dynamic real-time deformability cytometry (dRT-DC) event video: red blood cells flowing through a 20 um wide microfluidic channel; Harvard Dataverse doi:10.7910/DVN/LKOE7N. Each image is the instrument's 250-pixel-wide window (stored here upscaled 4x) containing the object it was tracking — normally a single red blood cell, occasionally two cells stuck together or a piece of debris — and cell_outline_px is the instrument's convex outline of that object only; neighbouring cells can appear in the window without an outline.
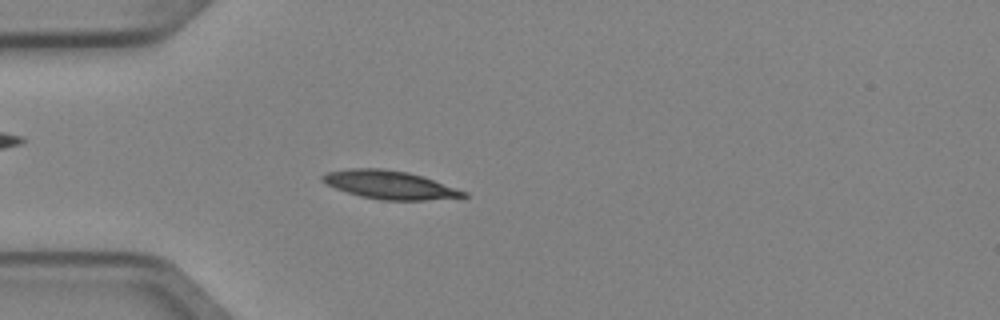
{"species": "Egyptian fruit bat (a non-hibernating species)", "species_latin": "Rousettus aegyptiacus", "temperature_condition": "cold", "stored_images_in_passage": 3, "camera_frame_rate_fps": 3000, "um_per_image_px": 0.085, "animal": {"sex": "female"}, "frame": {"image": 1, "passage_image": 3, "time_ms": 0.667, "image_size_px": [1000, 320], "cell_outline_px": [[468, 196], [424, 200], [380, 200], [360, 196], [336, 188], [320, 180], [320, 176], [324, 172], [348, 168], [380, 168], [408, 172], [424, 176], [468, 192]], "centroid_in_image_um": [33.1, 15.7], "position_along_channel_um": 51.9, "area_um2": 23.35}}